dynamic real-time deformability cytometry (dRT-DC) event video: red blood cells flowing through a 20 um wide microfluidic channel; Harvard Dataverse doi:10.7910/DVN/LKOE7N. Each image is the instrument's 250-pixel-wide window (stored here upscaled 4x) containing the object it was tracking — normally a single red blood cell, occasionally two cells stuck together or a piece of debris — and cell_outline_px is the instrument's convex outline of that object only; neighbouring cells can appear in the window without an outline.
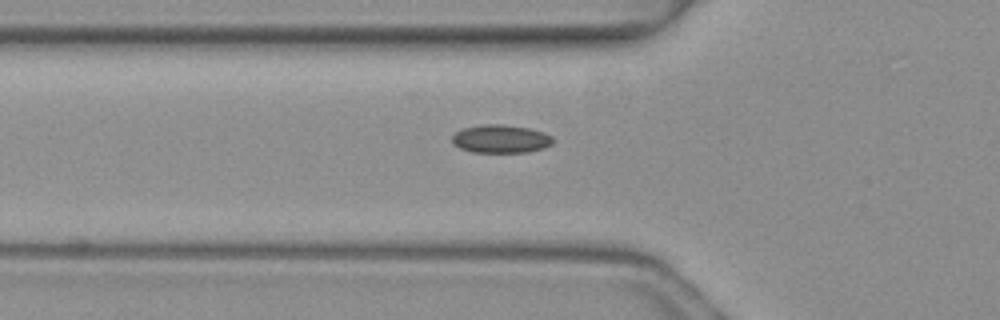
{"species": "common noctule bat (a hibernating species)", "species_latin": "Nyctalus noctula", "temperature_condition": "warm", "stored_images_in_passage": 5, "camera_frame_rate_fps": 3000, "um_per_image_px": 0.085, "animal": {"sex": "female", "body_mass_g": 19.3, "forearm_length_mm": 54.1}, "frame": {"image": 1, "passage_image": 5, "time_ms": 1.333, "image_size_px": [1000, 320], "cell_outline_px": [[552, 144], [544, 148], [528, 152], [472, 152], [460, 148], [452, 144], [452, 136], [456, 132], [464, 128], [484, 124], [500, 124], [528, 128], [544, 132], [552, 136]], "centroid_in_image_um": [42.56, 11.81], "position_along_channel_um": 83.2, "area_um2": 16.53}}